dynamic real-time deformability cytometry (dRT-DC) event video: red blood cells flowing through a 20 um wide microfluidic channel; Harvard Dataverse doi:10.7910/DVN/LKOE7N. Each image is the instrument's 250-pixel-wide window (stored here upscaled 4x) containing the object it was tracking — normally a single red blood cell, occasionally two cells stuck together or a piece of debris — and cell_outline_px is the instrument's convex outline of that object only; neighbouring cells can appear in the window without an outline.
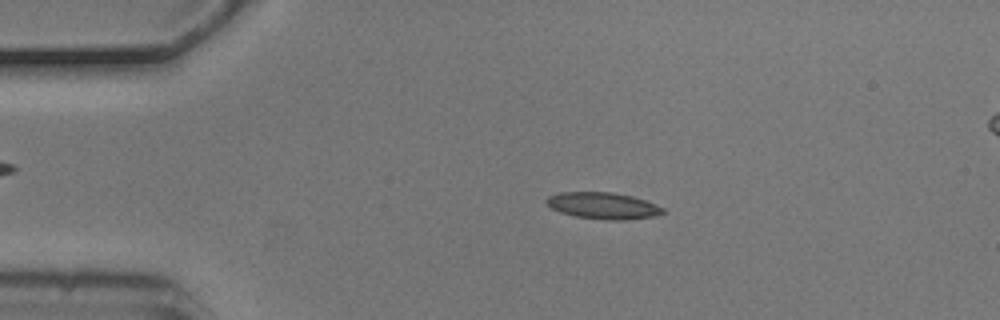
{"species": "common noctule bat (a hibernating species)", "species_latin": "Nyctalus noctula", "temperature_condition": "cold", "stored_images_in_passage": 6, "camera_frame_rate_fps": 3000, "um_per_image_px": 0.085, "animal": {"sex": "male", "body_mass_g": 20.5, "forearm_length_mm": 52.5}, "frame": {"image": 1, "passage_image": 2, "time_ms": 0.333, "image_size_px": [1000, 320], "cell_outline_px": [[664, 212], [652, 216], [620, 220], [604, 220], [576, 216], [560, 212], [552, 208], [544, 200], [548, 196], [560, 192], [612, 192], [632, 196], [644, 200], [664, 208]], "centroid_in_image_um": [51.21, 17.47], "position_along_channel_um": 33.8, "area_um2": 17.8}}
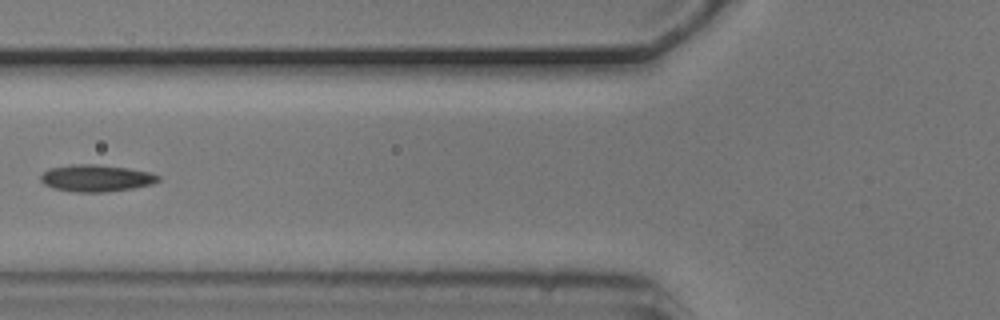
{"frame": {"image": 2, "passage_image": 5, "time_ms": 1.333, "image_size_px": [1000, 320], "cell_outline_px": [[160, 180], [152, 184], [132, 188], [104, 192], [76, 192], [52, 188], [44, 184], [40, 180], [40, 176], [48, 168], [68, 164], [96, 164], [128, 168], [148, 172], [160, 176]], "centroid_in_image_um": [8.13, 15.13], "position_along_channel_um": 117.7, "area_um2": 18.5}}
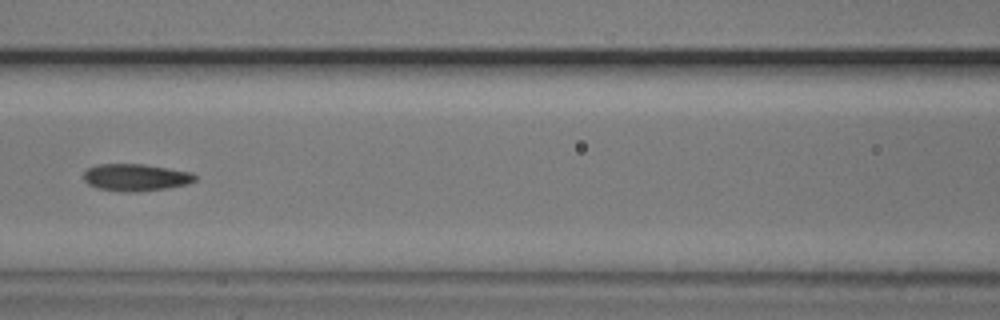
{"frame": {"image": 3, "passage_image": 6, "time_ms": 1.667, "image_size_px": [1000, 320], "cell_outline_px": [[196, 180], [188, 184], [168, 188], [140, 192], [128, 192], [96, 188], [88, 184], [84, 180], [84, 172], [88, 168], [96, 164], [144, 164], [192, 172], [196, 176]], "centroid_in_image_um": [11.54, 15.08], "position_along_channel_um": 155.1, "area_um2": 17.74}}